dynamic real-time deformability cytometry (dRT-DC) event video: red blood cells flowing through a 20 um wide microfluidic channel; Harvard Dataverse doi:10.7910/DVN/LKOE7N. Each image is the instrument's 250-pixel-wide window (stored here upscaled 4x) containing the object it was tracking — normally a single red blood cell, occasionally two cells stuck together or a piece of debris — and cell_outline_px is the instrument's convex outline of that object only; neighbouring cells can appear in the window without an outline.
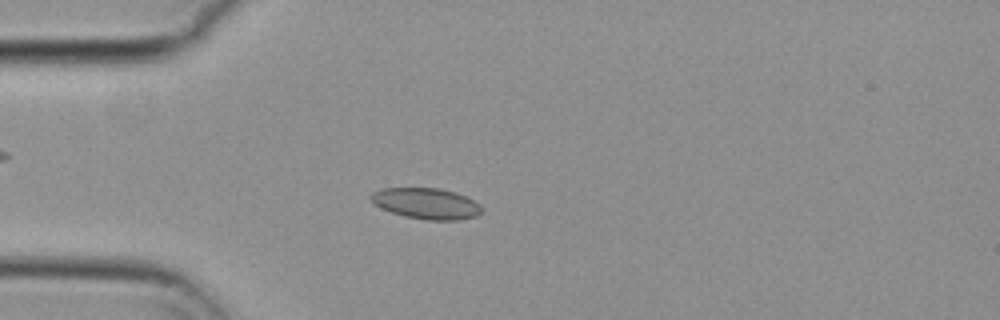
{"species": "common noctule bat (a hibernating species)", "species_latin": "Nyctalus noctula", "temperature_condition": "cold", "stored_images_in_passage": 56, "camera_frame_rate_fps": 3000, "um_per_image_px": 0.085, "animal": {"sex": "female", "body_mass_g": 29.2, "forearm_length_mm": 56.3}, "frame": {"image": 1, "passage_image": 15, "time_ms": 4.667, "image_size_px": [1000, 320], "cell_outline_px": [[480, 212], [476, 216], [460, 220], [428, 220], [404, 216], [380, 208], [368, 200], [368, 196], [372, 192], [380, 188], [440, 188], [456, 192], [480, 204]], "centroid_in_image_um": [36.17, 17.29], "position_along_channel_um": 48.8, "area_um2": 20.11}}
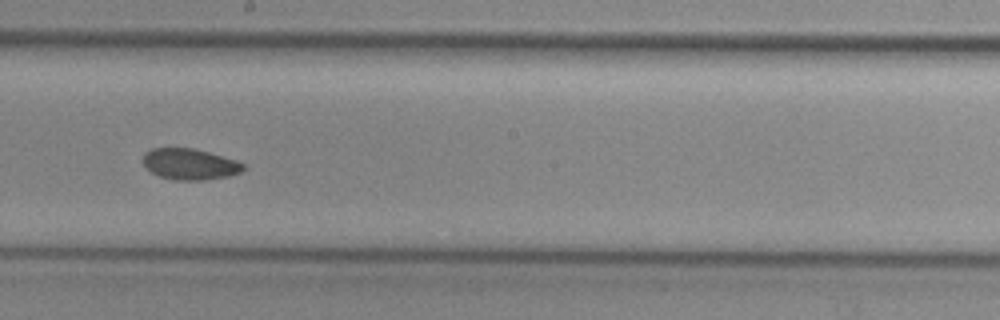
{"frame": {"image": 2, "passage_image": 31, "time_ms": 10.0, "image_size_px": [1000, 320], "cell_outline_px": [[244, 168], [240, 172], [228, 176], [204, 180], [176, 180], [160, 176], [152, 172], [140, 160], [144, 152], [152, 148], [196, 148], [236, 160], [244, 164]], "centroid_in_image_um": [16.11, 13.94], "position_along_channel_um": 232.1, "area_um2": 18.21}}
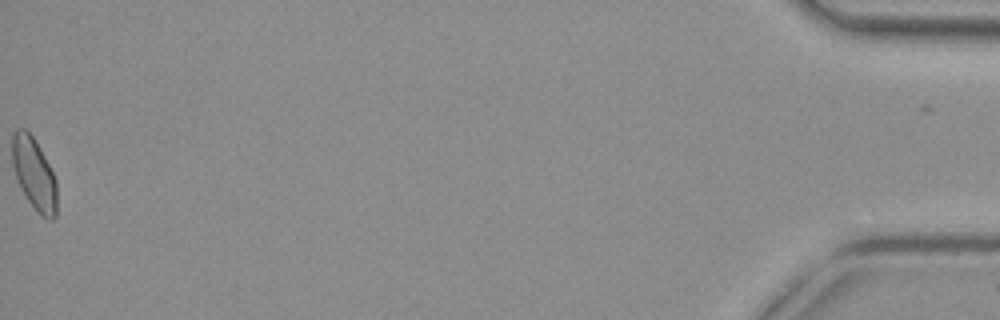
{"frame": {"image": 3, "passage_image": 56, "time_ms": 18.333, "image_size_px": [1000, 320], "cell_outline_px": [[56, 216], [52, 220], [48, 220], [40, 216], [28, 200], [20, 188], [12, 164], [12, 132], [16, 128], [24, 128], [32, 136], [44, 156], [56, 180]], "centroid_in_image_um": [2.88, 14.79], "position_along_channel_um": 432.3, "area_um2": 18.67}, "authors_computed_cell_mechanics": {"area_um2": 18.9006, "velocity_mm_per_s": 3.6871, "shape_relaxation_time_tau1_ms": null, "shape_relaxation_time_tau2_ms": 2.9999, "deformation_change_tau1": null, "deformation_change_tau2": 0.0538}}